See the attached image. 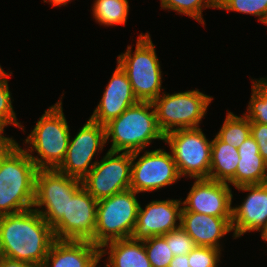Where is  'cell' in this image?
I'll return each instance as SVG.
<instances>
[{
  "instance_id": "cell-33",
  "label": "cell",
  "mask_w": 267,
  "mask_h": 267,
  "mask_svg": "<svg viewBox=\"0 0 267 267\" xmlns=\"http://www.w3.org/2000/svg\"><path fill=\"white\" fill-rule=\"evenodd\" d=\"M4 132L0 135V163L3 157L17 144L12 137L3 136Z\"/></svg>"
},
{
  "instance_id": "cell-28",
  "label": "cell",
  "mask_w": 267,
  "mask_h": 267,
  "mask_svg": "<svg viewBox=\"0 0 267 267\" xmlns=\"http://www.w3.org/2000/svg\"><path fill=\"white\" fill-rule=\"evenodd\" d=\"M151 267H169L174 255L163 236L143 240Z\"/></svg>"
},
{
  "instance_id": "cell-14",
  "label": "cell",
  "mask_w": 267,
  "mask_h": 267,
  "mask_svg": "<svg viewBox=\"0 0 267 267\" xmlns=\"http://www.w3.org/2000/svg\"><path fill=\"white\" fill-rule=\"evenodd\" d=\"M232 190L226 182L195 179L182 207L189 212L215 217H232Z\"/></svg>"
},
{
  "instance_id": "cell-13",
  "label": "cell",
  "mask_w": 267,
  "mask_h": 267,
  "mask_svg": "<svg viewBox=\"0 0 267 267\" xmlns=\"http://www.w3.org/2000/svg\"><path fill=\"white\" fill-rule=\"evenodd\" d=\"M105 144V126L89 118L74 138L70 136L65 159L57 170L82 181L98 162H92V159Z\"/></svg>"
},
{
  "instance_id": "cell-1",
  "label": "cell",
  "mask_w": 267,
  "mask_h": 267,
  "mask_svg": "<svg viewBox=\"0 0 267 267\" xmlns=\"http://www.w3.org/2000/svg\"><path fill=\"white\" fill-rule=\"evenodd\" d=\"M52 227L33 208L0 216L3 256L42 265L55 241Z\"/></svg>"
},
{
  "instance_id": "cell-27",
  "label": "cell",
  "mask_w": 267,
  "mask_h": 267,
  "mask_svg": "<svg viewBox=\"0 0 267 267\" xmlns=\"http://www.w3.org/2000/svg\"><path fill=\"white\" fill-rule=\"evenodd\" d=\"M216 8L258 16L263 24L267 19V0H216Z\"/></svg>"
},
{
  "instance_id": "cell-17",
  "label": "cell",
  "mask_w": 267,
  "mask_h": 267,
  "mask_svg": "<svg viewBox=\"0 0 267 267\" xmlns=\"http://www.w3.org/2000/svg\"><path fill=\"white\" fill-rule=\"evenodd\" d=\"M136 98L126 73L117 64L102 98L90 119L101 125L119 117L128 107L136 104Z\"/></svg>"
},
{
  "instance_id": "cell-36",
  "label": "cell",
  "mask_w": 267,
  "mask_h": 267,
  "mask_svg": "<svg viewBox=\"0 0 267 267\" xmlns=\"http://www.w3.org/2000/svg\"><path fill=\"white\" fill-rule=\"evenodd\" d=\"M71 0H44V2H50L52 7L54 6H66L68 2H70Z\"/></svg>"
},
{
  "instance_id": "cell-3",
  "label": "cell",
  "mask_w": 267,
  "mask_h": 267,
  "mask_svg": "<svg viewBox=\"0 0 267 267\" xmlns=\"http://www.w3.org/2000/svg\"><path fill=\"white\" fill-rule=\"evenodd\" d=\"M104 126L106 144L109 138L112 141L109 151L132 153L145 150L152 140L164 141L150 101L137 102Z\"/></svg>"
},
{
  "instance_id": "cell-7",
  "label": "cell",
  "mask_w": 267,
  "mask_h": 267,
  "mask_svg": "<svg viewBox=\"0 0 267 267\" xmlns=\"http://www.w3.org/2000/svg\"><path fill=\"white\" fill-rule=\"evenodd\" d=\"M137 194L128 189L98 201L94 245L131 238L140 205Z\"/></svg>"
},
{
  "instance_id": "cell-6",
  "label": "cell",
  "mask_w": 267,
  "mask_h": 267,
  "mask_svg": "<svg viewBox=\"0 0 267 267\" xmlns=\"http://www.w3.org/2000/svg\"><path fill=\"white\" fill-rule=\"evenodd\" d=\"M212 100L198 89L173 94L163 91L152 101L159 129L165 135L177 129L198 128Z\"/></svg>"
},
{
  "instance_id": "cell-40",
  "label": "cell",
  "mask_w": 267,
  "mask_h": 267,
  "mask_svg": "<svg viewBox=\"0 0 267 267\" xmlns=\"http://www.w3.org/2000/svg\"><path fill=\"white\" fill-rule=\"evenodd\" d=\"M4 132V130L0 127V135Z\"/></svg>"
},
{
  "instance_id": "cell-39",
  "label": "cell",
  "mask_w": 267,
  "mask_h": 267,
  "mask_svg": "<svg viewBox=\"0 0 267 267\" xmlns=\"http://www.w3.org/2000/svg\"><path fill=\"white\" fill-rule=\"evenodd\" d=\"M2 258H3V254H2V251H1V248H0V261H1Z\"/></svg>"
},
{
  "instance_id": "cell-31",
  "label": "cell",
  "mask_w": 267,
  "mask_h": 267,
  "mask_svg": "<svg viewBox=\"0 0 267 267\" xmlns=\"http://www.w3.org/2000/svg\"><path fill=\"white\" fill-rule=\"evenodd\" d=\"M163 237L174 256L188 255L196 246L192 238L182 227L164 234Z\"/></svg>"
},
{
  "instance_id": "cell-24",
  "label": "cell",
  "mask_w": 267,
  "mask_h": 267,
  "mask_svg": "<svg viewBox=\"0 0 267 267\" xmlns=\"http://www.w3.org/2000/svg\"><path fill=\"white\" fill-rule=\"evenodd\" d=\"M251 135L250 120L243 114L228 112L216 136L224 143L238 148Z\"/></svg>"
},
{
  "instance_id": "cell-12",
  "label": "cell",
  "mask_w": 267,
  "mask_h": 267,
  "mask_svg": "<svg viewBox=\"0 0 267 267\" xmlns=\"http://www.w3.org/2000/svg\"><path fill=\"white\" fill-rule=\"evenodd\" d=\"M98 201L82 186L67 199L66 215L52 227L56 240L90 241L94 244Z\"/></svg>"
},
{
  "instance_id": "cell-37",
  "label": "cell",
  "mask_w": 267,
  "mask_h": 267,
  "mask_svg": "<svg viewBox=\"0 0 267 267\" xmlns=\"http://www.w3.org/2000/svg\"><path fill=\"white\" fill-rule=\"evenodd\" d=\"M10 75H12V72L9 74L3 70V68L0 65V81L6 80Z\"/></svg>"
},
{
  "instance_id": "cell-21",
  "label": "cell",
  "mask_w": 267,
  "mask_h": 267,
  "mask_svg": "<svg viewBox=\"0 0 267 267\" xmlns=\"http://www.w3.org/2000/svg\"><path fill=\"white\" fill-rule=\"evenodd\" d=\"M107 254L105 267H151L144 242L140 240L126 238L109 241L100 247V258Z\"/></svg>"
},
{
  "instance_id": "cell-26",
  "label": "cell",
  "mask_w": 267,
  "mask_h": 267,
  "mask_svg": "<svg viewBox=\"0 0 267 267\" xmlns=\"http://www.w3.org/2000/svg\"><path fill=\"white\" fill-rule=\"evenodd\" d=\"M161 8L187 15L204 26L202 9L216 8V0H160Z\"/></svg>"
},
{
  "instance_id": "cell-8",
  "label": "cell",
  "mask_w": 267,
  "mask_h": 267,
  "mask_svg": "<svg viewBox=\"0 0 267 267\" xmlns=\"http://www.w3.org/2000/svg\"><path fill=\"white\" fill-rule=\"evenodd\" d=\"M179 175L193 179L209 178L212 140L200 127L177 129L164 135Z\"/></svg>"
},
{
  "instance_id": "cell-4",
  "label": "cell",
  "mask_w": 267,
  "mask_h": 267,
  "mask_svg": "<svg viewBox=\"0 0 267 267\" xmlns=\"http://www.w3.org/2000/svg\"><path fill=\"white\" fill-rule=\"evenodd\" d=\"M61 99L44 111L25 139L29 147L24 150L37 169H57L65 159L71 133ZM35 151L38 155L34 157Z\"/></svg>"
},
{
  "instance_id": "cell-11",
  "label": "cell",
  "mask_w": 267,
  "mask_h": 267,
  "mask_svg": "<svg viewBox=\"0 0 267 267\" xmlns=\"http://www.w3.org/2000/svg\"><path fill=\"white\" fill-rule=\"evenodd\" d=\"M141 152L131 153L130 189L137 193L152 192L170 186L181 178L171 152L160 148L153 151L146 150L137 159Z\"/></svg>"
},
{
  "instance_id": "cell-10",
  "label": "cell",
  "mask_w": 267,
  "mask_h": 267,
  "mask_svg": "<svg viewBox=\"0 0 267 267\" xmlns=\"http://www.w3.org/2000/svg\"><path fill=\"white\" fill-rule=\"evenodd\" d=\"M130 152L109 151L82 179L83 187L97 201L130 189Z\"/></svg>"
},
{
  "instance_id": "cell-15",
  "label": "cell",
  "mask_w": 267,
  "mask_h": 267,
  "mask_svg": "<svg viewBox=\"0 0 267 267\" xmlns=\"http://www.w3.org/2000/svg\"><path fill=\"white\" fill-rule=\"evenodd\" d=\"M182 199L154 200L145 206L139 205L137 221L131 238L146 240L163 236L180 227ZM179 221L176 222V221ZM178 223V224H177Z\"/></svg>"
},
{
  "instance_id": "cell-19",
  "label": "cell",
  "mask_w": 267,
  "mask_h": 267,
  "mask_svg": "<svg viewBox=\"0 0 267 267\" xmlns=\"http://www.w3.org/2000/svg\"><path fill=\"white\" fill-rule=\"evenodd\" d=\"M99 261L100 247L90 241L55 240L42 267H99Z\"/></svg>"
},
{
  "instance_id": "cell-35",
  "label": "cell",
  "mask_w": 267,
  "mask_h": 267,
  "mask_svg": "<svg viewBox=\"0 0 267 267\" xmlns=\"http://www.w3.org/2000/svg\"><path fill=\"white\" fill-rule=\"evenodd\" d=\"M169 267H190L188 255L174 256L170 262Z\"/></svg>"
},
{
  "instance_id": "cell-18",
  "label": "cell",
  "mask_w": 267,
  "mask_h": 267,
  "mask_svg": "<svg viewBox=\"0 0 267 267\" xmlns=\"http://www.w3.org/2000/svg\"><path fill=\"white\" fill-rule=\"evenodd\" d=\"M232 217H215L181 210L180 227L192 238L196 246L222 249L220 239L232 231Z\"/></svg>"
},
{
  "instance_id": "cell-32",
  "label": "cell",
  "mask_w": 267,
  "mask_h": 267,
  "mask_svg": "<svg viewBox=\"0 0 267 267\" xmlns=\"http://www.w3.org/2000/svg\"><path fill=\"white\" fill-rule=\"evenodd\" d=\"M251 136L259 147V153L267 163V125L263 123H250Z\"/></svg>"
},
{
  "instance_id": "cell-23",
  "label": "cell",
  "mask_w": 267,
  "mask_h": 267,
  "mask_svg": "<svg viewBox=\"0 0 267 267\" xmlns=\"http://www.w3.org/2000/svg\"><path fill=\"white\" fill-rule=\"evenodd\" d=\"M128 0H95L93 16L100 25H125L129 15Z\"/></svg>"
},
{
  "instance_id": "cell-22",
  "label": "cell",
  "mask_w": 267,
  "mask_h": 267,
  "mask_svg": "<svg viewBox=\"0 0 267 267\" xmlns=\"http://www.w3.org/2000/svg\"><path fill=\"white\" fill-rule=\"evenodd\" d=\"M238 154L237 148L215 136L212 140L209 178L235 186V173L240 161Z\"/></svg>"
},
{
  "instance_id": "cell-16",
  "label": "cell",
  "mask_w": 267,
  "mask_h": 267,
  "mask_svg": "<svg viewBox=\"0 0 267 267\" xmlns=\"http://www.w3.org/2000/svg\"><path fill=\"white\" fill-rule=\"evenodd\" d=\"M236 188L249 193L241 205L232 207L233 238L251 231L262 233L267 228V182Z\"/></svg>"
},
{
  "instance_id": "cell-38",
  "label": "cell",
  "mask_w": 267,
  "mask_h": 267,
  "mask_svg": "<svg viewBox=\"0 0 267 267\" xmlns=\"http://www.w3.org/2000/svg\"><path fill=\"white\" fill-rule=\"evenodd\" d=\"M261 239L267 242V228L261 233Z\"/></svg>"
},
{
  "instance_id": "cell-9",
  "label": "cell",
  "mask_w": 267,
  "mask_h": 267,
  "mask_svg": "<svg viewBox=\"0 0 267 267\" xmlns=\"http://www.w3.org/2000/svg\"><path fill=\"white\" fill-rule=\"evenodd\" d=\"M82 186L80 179L65 175L57 169H38L33 209L53 227L66 215L67 199L72 198Z\"/></svg>"
},
{
  "instance_id": "cell-34",
  "label": "cell",
  "mask_w": 267,
  "mask_h": 267,
  "mask_svg": "<svg viewBox=\"0 0 267 267\" xmlns=\"http://www.w3.org/2000/svg\"><path fill=\"white\" fill-rule=\"evenodd\" d=\"M0 267H42V265L19 261L3 256L0 261Z\"/></svg>"
},
{
  "instance_id": "cell-20",
  "label": "cell",
  "mask_w": 267,
  "mask_h": 267,
  "mask_svg": "<svg viewBox=\"0 0 267 267\" xmlns=\"http://www.w3.org/2000/svg\"><path fill=\"white\" fill-rule=\"evenodd\" d=\"M238 149L240 157L235 173V188L243 185L267 182V163L259 153V147L250 135Z\"/></svg>"
},
{
  "instance_id": "cell-29",
  "label": "cell",
  "mask_w": 267,
  "mask_h": 267,
  "mask_svg": "<svg viewBox=\"0 0 267 267\" xmlns=\"http://www.w3.org/2000/svg\"><path fill=\"white\" fill-rule=\"evenodd\" d=\"M11 92L8 86V78L0 81V127L4 130L5 126L13 125L24 131L21 122H18L16 113L13 110Z\"/></svg>"
},
{
  "instance_id": "cell-30",
  "label": "cell",
  "mask_w": 267,
  "mask_h": 267,
  "mask_svg": "<svg viewBox=\"0 0 267 267\" xmlns=\"http://www.w3.org/2000/svg\"><path fill=\"white\" fill-rule=\"evenodd\" d=\"M221 249L214 247L195 246L188 254L190 267H218Z\"/></svg>"
},
{
  "instance_id": "cell-5",
  "label": "cell",
  "mask_w": 267,
  "mask_h": 267,
  "mask_svg": "<svg viewBox=\"0 0 267 267\" xmlns=\"http://www.w3.org/2000/svg\"><path fill=\"white\" fill-rule=\"evenodd\" d=\"M117 64L126 73L139 101L152 102L164 90L161 88L163 74L160 62L148 32L139 35L133 53L132 46H128L126 52L118 55Z\"/></svg>"
},
{
  "instance_id": "cell-2",
  "label": "cell",
  "mask_w": 267,
  "mask_h": 267,
  "mask_svg": "<svg viewBox=\"0 0 267 267\" xmlns=\"http://www.w3.org/2000/svg\"><path fill=\"white\" fill-rule=\"evenodd\" d=\"M35 163L17 143L0 163V216L33 208Z\"/></svg>"
},
{
  "instance_id": "cell-25",
  "label": "cell",
  "mask_w": 267,
  "mask_h": 267,
  "mask_svg": "<svg viewBox=\"0 0 267 267\" xmlns=\"http://www.w3.org/2000/svg\"><path fill=\"white\" fill-rule=\"evenodd\" d=\"M252 80V94L244 115L250 123H263L267 125V77Z\"/></svg>"
}]
</instances>
